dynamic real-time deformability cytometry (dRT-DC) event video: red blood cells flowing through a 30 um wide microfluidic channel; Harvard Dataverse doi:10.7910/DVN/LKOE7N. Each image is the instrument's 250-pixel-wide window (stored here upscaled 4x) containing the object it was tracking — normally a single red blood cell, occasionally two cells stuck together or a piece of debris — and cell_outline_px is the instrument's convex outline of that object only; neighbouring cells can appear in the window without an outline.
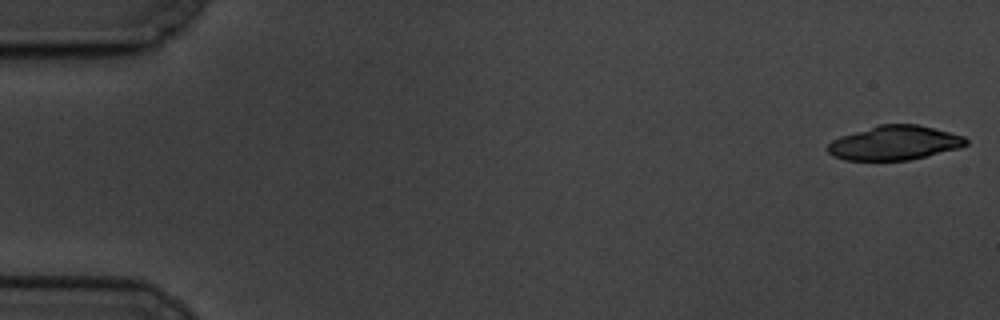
{"species": "common noctule bat (a hibernating species)", "species_latin": "Nyctalus noctula", "temperature_condition": "cold", "stored_images_in_passage": 11, "camera_frame_rate_fps": 3000, "um_per_image_px": 0.085, "animal": {"sex": "male", "body_mass_g": 19.5, "forearm_length_mm": 54.6}, "frame": {"image": 1, "passage_image": 1, "time_ms": 0.0, "image_size_px": [1000, 320], "cell_outline_px": [[968, 144], [960, 148], [908, 160], [844, 160], [832, 156], [824, 148], [832, 140], [840, 136], [880, 124], [916, 124], [964, 136], [968, 140]], "centroid_in_image_um": [76.0, 12.15], "position_along_channel_um": 9.0, "area_um2": 27.57}}